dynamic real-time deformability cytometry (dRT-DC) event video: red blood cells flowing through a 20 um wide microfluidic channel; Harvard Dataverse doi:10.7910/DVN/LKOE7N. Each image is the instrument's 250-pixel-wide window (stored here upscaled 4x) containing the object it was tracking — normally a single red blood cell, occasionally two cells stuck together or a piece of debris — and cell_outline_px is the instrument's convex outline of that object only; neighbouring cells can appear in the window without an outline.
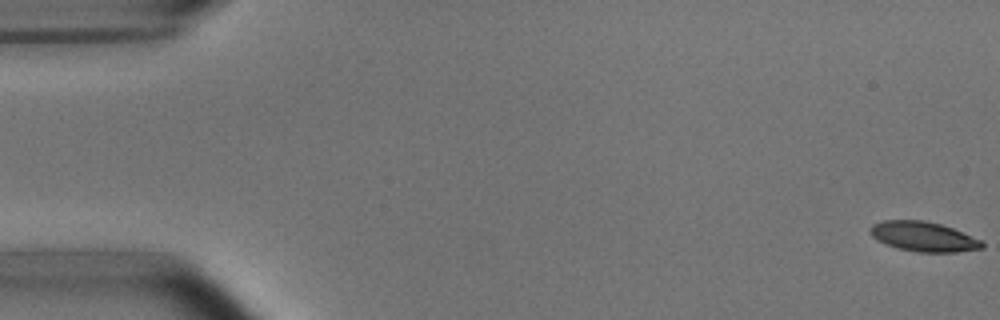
{"species": "common noctule bat (a hibernating species)", "species_latin": "Nyctalus noctula", "temperature_condition": "room temperature", "stored_images_in_passage": 53, "camera_frame_rate_fps": 3000, "um_per_image_px": 0.085, "animal": {"sex": "male", "body_mass_g": 15.6}, "frame": {"image": 1, "passage_image": 1, "time_ms": 0.0, "image_size_px": [1000, 320], "cell_outline_px": [[984, 248], [956, 252], [920, 252], [896, 248], [872, 236], [868, 232], [872, 224], [880, 220], [924, 220], [940, 224], [952, 228], [980, 240], [984, 244]], "centroid_in_image_um": [78.47, 20.1], "position_along_channel_um": 6.5, "area_um2": 19.25}}
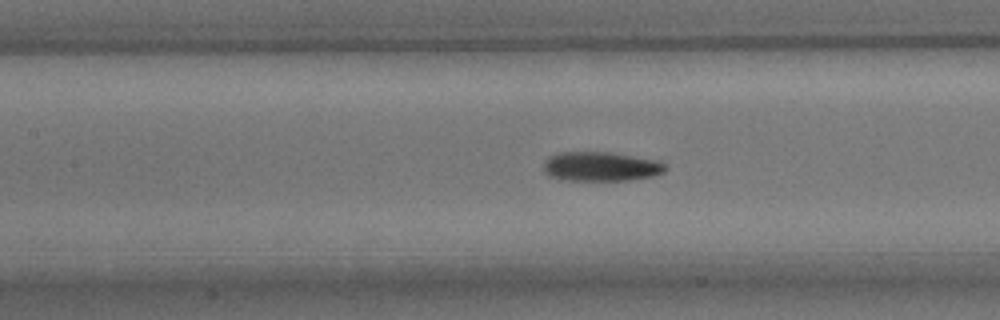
{"frame": {"image": 2, "passage_image": 24, "time_ms": 7.667, "image_size_px": [1000, 320], "cell_outline_px": [[668, 168], [664, 172], [652, 176], [628, 180], [568, 180], [548, 176], [544, 172], [544, 164], [548, 156], [560, 152], [608, 152], [656, 160], [664, 164]], "centroid_in_image_um": [51.05, 14.15], "position_along_channel_um": 156.4, "area_um2": 20.69}}
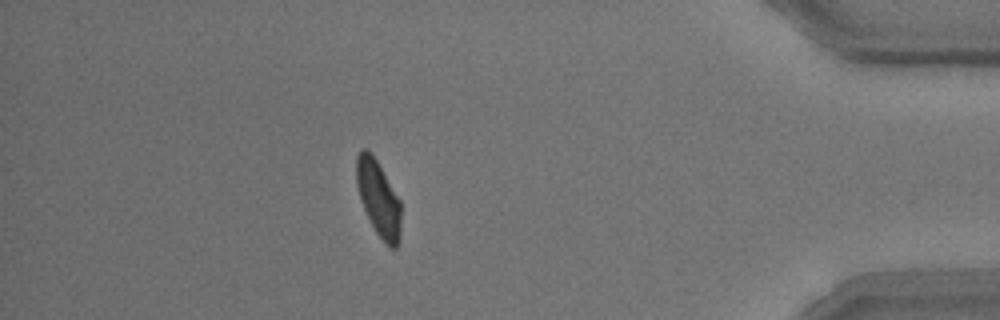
{"frame": {"image": 3, "passage_image": 47, "time_ms": 15.333, "image_size_px": [1000, 320], "cell_outline_px": [[400, 240], [396, 248], [388, 248], [376, 232], [360, 200], [356, 184], [356, 156], [364, 148], [368, 148], [376, 160], [400, 200]], "centroid_in_image_um": [32.16, 16.88], "position_along_channel_um": 403.0, "area_um2": 19.54}, "authors_computed_cell_mechanics": {"area_um2": 20.6346, "velocity_mm_per_s": 3.799, "shape_relaxation_time_tau1_ms": 3.7731, "shape_relaxation_time_tau2_ms": 2.6129, "deformation_change_tau1": 0.1278, "deformation_change_tau2": 0.0866}}